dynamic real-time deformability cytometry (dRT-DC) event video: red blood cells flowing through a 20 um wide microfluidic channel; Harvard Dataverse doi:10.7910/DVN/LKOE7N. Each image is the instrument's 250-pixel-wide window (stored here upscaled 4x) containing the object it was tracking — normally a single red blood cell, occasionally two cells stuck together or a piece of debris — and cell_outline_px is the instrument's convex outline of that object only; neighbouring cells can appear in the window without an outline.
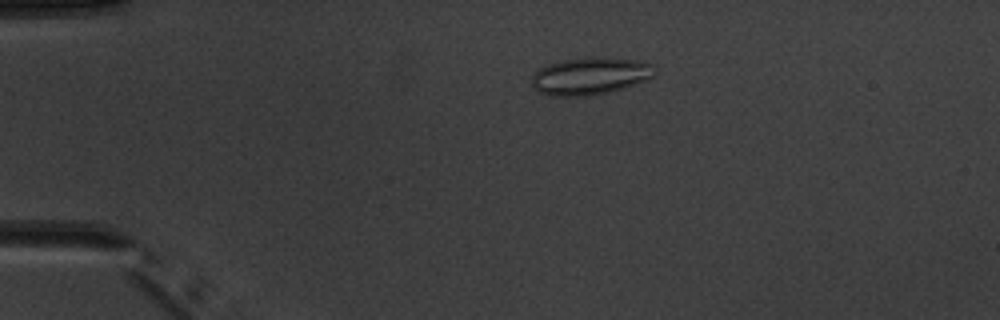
{"species": "common noctule bat (a hibernating species)", "species_latin": "Nyctalus noctula", "temperature_condition": "warm", "stored_images_in_passage": 8, "camera_frame_rate_fps": 3000, "um_per_image_px": 0.085, "animal": {"sex": "male", "body_mass_g": 20.1, "forearm_length_mm": 53.5}, "frame": {"image": 1, "passage_image": 4, "time_ms": 3.667, "image_size_px": [1000, 320], "cell_outline_px": [[656, 68], [652, 76], [636, 84], [624, 88], [592, 96], [552, 96], [536, 92], [532, 84], [532, 76], [540, 68], [548, 64], [560, 60], [588, 56], [604, 56], [632, 60], [652, 64]], "centroid_in_image_um": [50.13, 6.45], "position_along_channel_um": 34.9, "area_um2": 27.05}}
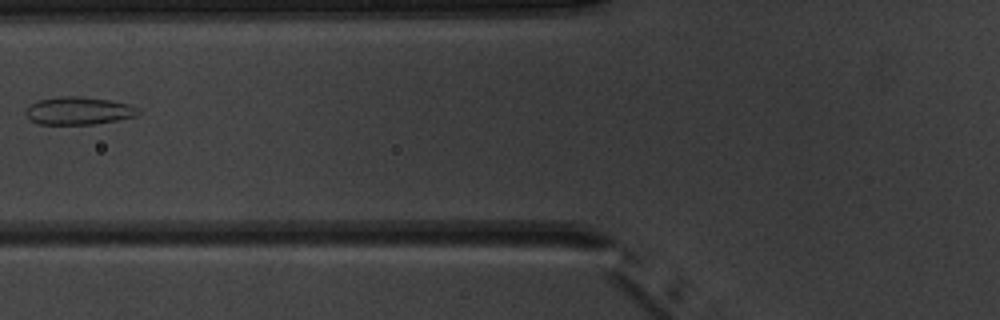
{"frame": {"image": 2, "passage_image": 7, "time_ms": 7.0, "image_size_px": [1000, 320], "cell_outline_px": [[140, 112], [136, 116], [116, 120], [92, 124], [40, 124], [32, 120], [24, 112], [28, 104], [36, 100], [60, 96], [80, 96], [108, 100], [132, 104], [140, 108]], "centroid_in_image_um": [6.68, 9.4], "position_along_channel_um": 119.1, "area_um2": 18.32}}
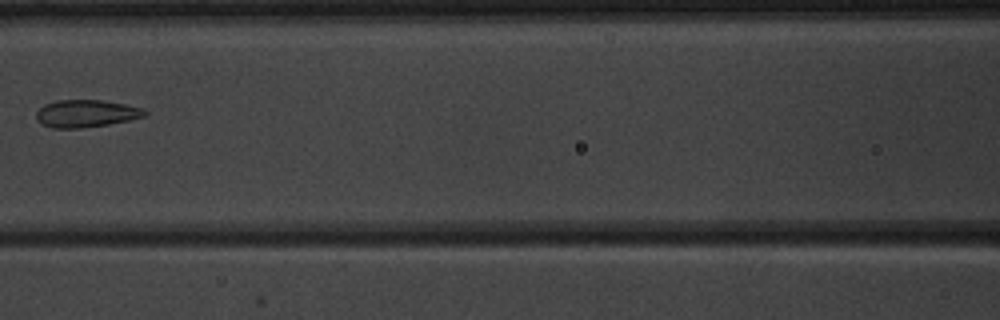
{"frame": {"image": 3, "passage_image": 8, "time_ms": 8.0, "image_size_px": [1000, 320], "cell_outline_px": [[148, 112], [144, 116], [128, 120], [108, 124], [80, 128], [52, 128], [40, 124], [36, 120], [36, 112], [44, 104], [56, 100], [104, 100], [124, 104], [140, 108]], "centroid_in_image_um": [7.25, 9.65], "position_along_channel_um": 159.3, "area_um2": 17.28}}